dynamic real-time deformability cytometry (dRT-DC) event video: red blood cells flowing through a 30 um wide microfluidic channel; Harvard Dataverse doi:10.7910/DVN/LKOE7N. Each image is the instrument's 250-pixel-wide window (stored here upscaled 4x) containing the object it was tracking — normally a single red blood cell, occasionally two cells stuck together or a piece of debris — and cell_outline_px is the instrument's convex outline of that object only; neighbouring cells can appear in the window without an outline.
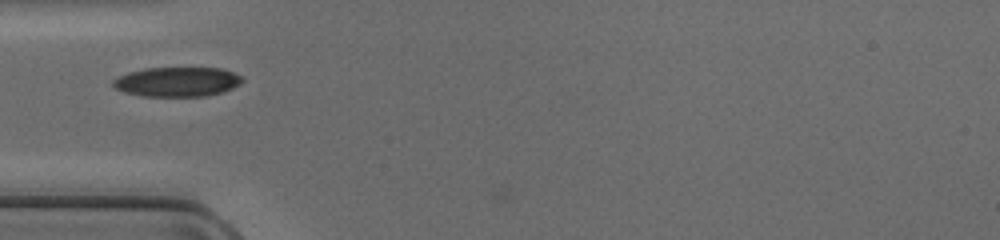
{"species": "common noctule bat (a hibernating species)", "species_latin": "Nyctalus noctula", "temperature_condition": "cold", "stored_images_in_passage": 3, "camera_frame_rate_fps": 3000, "um_per_image_px": 0.085, "animal": {"sex": "female", "body_mass_g": 17.0, "forearm_length_mm": 48.0}, "frame": {"image": 1, "passage_image": 2, "time_ms": 0.333, "image_size_px": [1000, 240], "cell_outline_px": [[244, 80], [240, 84], [232, 88], [220, 92], [204, 96], [144, 96], [124, 92], [116, 88], [112, 84], [112, 80], [116, 76], [128, 72], [144, 68], [220, 68], [244, 76]], "centroid_in_image_um": [15.04, 6.94], "position_along_channel_um": 70.0, "area_um2": 22.31}}